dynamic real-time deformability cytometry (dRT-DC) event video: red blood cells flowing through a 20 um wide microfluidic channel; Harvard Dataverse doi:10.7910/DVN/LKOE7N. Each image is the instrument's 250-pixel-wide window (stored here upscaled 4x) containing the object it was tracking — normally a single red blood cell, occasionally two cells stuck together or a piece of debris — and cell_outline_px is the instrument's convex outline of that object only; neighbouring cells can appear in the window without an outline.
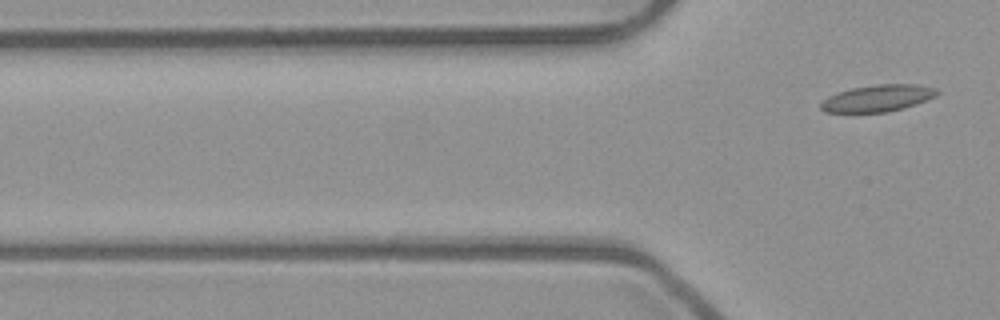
{"species": "common noctule bat (a hibernating species)", "species_latin": "Nyctalus noctula", "temperature_condition": "room temperature", "stored_images_in_passage": 2, "camera_frame_rate_fps": 3000, "um_per_image_px": 0.085, "animal": {"sex": "male", "body_mass_g": 23.1, "forearm_length_mm": 52.7}, "frame": {"image": 1, "passage_image": 2, "time_ms": 0.333, "image_size_px": [1000, 320], "cell_outline_px": [[940, 92], [936, 96], [916, 104], [904, 108], [888, 112], [824, 112], [820, 108], [820, 104], [828, 96], [836, 92], [852, 88], [876, 84], [916, 84], [936, 88]], "centroid_in_image_um": [74.61, 8.34], "position_along_channel_um": 51.2, "area_um2": 18.21}}